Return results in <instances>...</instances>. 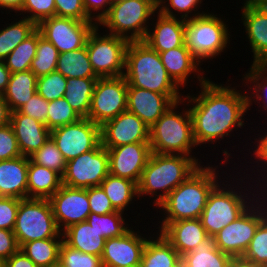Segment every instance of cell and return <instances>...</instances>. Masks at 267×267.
<instances>
[{
    "label": "cell",
    "mask_w": 267,
    "mask_h": 267,
    "mask_svg": "<svg viewBox=\"0 0 267 267\" xmlns=\"http://www.w3.org/2000/svg\"><path fill=\"white\" fill-rule=\"evenodd\" d=\"M29 159L37 165L57 172L61 177L65 173L67 161L51 137L39 150L31 154Z\"/></svg>",
    "instance_id": "60d3db41"
},
{
    "label": "cell",
    "mask_w": 267,
    "mask_h": 267,
    "mask_svg": "<svg viewBox=\"0 0 267 267\" xmlns=\"http://www.w3.org/2000/svg\"><path fill=\"white\" fill-rule=\"evenodd\" d=\"M109 174V155L100 143L95 149L67 161L62 184L73 188L100 186Z\"/></svg>",
    "instance_id": "4fadbf2b"
},
{
    "label": "cell",
    "mask_w": 267,
    "mask_h": 267,
    "mask_svg": "<svg viewBox=\"0 0 267 267\" xmlns=\"http://www.w3.org/2000/svg\"><path fill=\"white\" fill-rule=\"evenodd\" d=\"M106 149L109 155V173L138 184L152 153L150 143L139 142Z\"/></svg>",
    "instance_id": "d6986e66"
},
{
    "label": "cell",
    "mask_w": 267,
    "mask_h": 267,
    "mask_svg": "<svg viewBox=\"0 0 267 267\" xmlns=\"http://www.w3.org/2000/svg\"><path fill=\"white\" fill-rule=\"evenodd\" d=\"M184 95H164L153 91L128 87L127 111L137 115L151 127L175 102Z\"/></svg>",
    "instance_id": "ffe728a7"
},
{
    "label": "cell",
    "mask_w": 267,
    "mask_h": 267,
    "mask_svg": "<svg viewBox=\"0 0 267 267\" xmlns=\"http://www.w3.org/2000/svg\"><path fill=\"white\" fill-rule=\"evenodd\" d=\"M121 1H124V0H111L112 4L113 3H118V2H121Z\"/></svg>",
    "instance_id": "03108f58"
},
{
    "label": "cell",
    "mask_w": 267,
    "mask_h": 267,
    "mask_svg": "<svg viewBox=\"0 0 267 267\" xmlns=\"http://www.w3.org/2000/svg\"><path fill=\"white\" fill-rule=\"evenodd\" d=\"M19 247L24 243L63 237L58 229L49 199H19L16 223L13 230Z\"/></svg>",
    "instance_id": "9c48e42d"
},
{
    "label": "cell",
    "mask_w": 267,
    "mask_h": 267,
    "mask_svg": "<svg viewBox=\"0 0 267 267\" xmlns=\"http://www.w3.org/2000/svg\"><path fill=\"white\" fill-rule=\"evenodd\" d=\"M51 138L64 159L69 161L95 149L101 143L100 125L88 118H80L74 123L53 129Z\"/></svg>",
    "instance_id": "9a60e30c"
},
{
    "label": "cell",
    "mask_w": 267,
    "mask_h": 267,
    "mask_svg": "<svg viewBox=\"0 0 267 267\" xmlns=\"http://www.w3.org/2000/svg\"><path fill=\"white\" fill-rule=\"evenodd\" d=\"M36 87L37 77L31 70L12 73L3 94L11 112L26 104L37 92Z\"/></svg>",
    "instance_id": "f546056e"
},
{
    "label": "cell",
    "mask_w": 267,
    "mask_h": 267,
    "mask_svg": "<svg viewBox=\"0 0 267 267\" xmlns=\"http://www.w3.org/2000/svg\"><path fill=\"white\" fill-rule=\"evenodd\" d=\"M217 16L206 12L185 21V45L200 64L221 55L230 44L229 26Z\"/></svg>",
    "instance_id": "ba28073f"
},
{
    "label": "cell",
    "mask_w": 267,
    "mask_h": 267,
    "mask_svg": "<svg viewBox=\"0 0 267 267\" xmlns=\"http://www.w3.org/2000/svg\"><path fill=\"white\" fill-rule=\"evenodd\" d=\"M101 144L104 148L149 142V126L137 115L124 111L100 126Z\"/></svg>",
    "instance_id": "e0dca14e"
},
{
    "label": "cell",
    "mask_w": 267,
    "mask_h": 267,
    "mask_svg": "<svg viewBox=\"0 0 267 267\" xmlns=\"http://www.w3.org/2000/svg\"><path fill=\"white\" fill-rule=\"evenodd\" d=\"M90 210L96 214H109L117 211L101 186L88 188Z\"/></svg>",
    "instance_id": "f5cc1de1"
},
{
    "label": "cell",
    "mask_w": 267,
    "mask_h": 267,
    "mask_svg": "<svg viewBox=\"0 0 267 267\" xmlns=\"http://www.w3.org/2000/svg\"><path fill=\"white\" fill-rule=\"evenodd\" d=\"M161 62L171 79L181 88L188 83V77L191 73L198 76L200 84H203L207 78L201 72L200 62L192 55L190 50L184 46L176 47L159 53ZM201 72V73H200Z\"/></svg>",
    "instance_id": "d4e9b609"
},
{
    "label": "cell",
    "mask_w": 267,
    "mask_h": 267,
    "mask_svg": "<svg viewBox=\"0 0 267 267\" xmlns=\"http://www.w3.org/2000/svg\"><path fill=\"white\" fill-rule=\"evenodd\" d=\"M98 78H67L64 98L81 118H87Z\"/></svg>",
    "instance_id": "d6a6232c"
},
{
    "label": "cell",
    "mask_w": 267,
    "mask_h": 267,
    "mask_svg": "<svg viewBox=\"0 0 267 267\" xmlns=\"http://www.w3.org/2000/svg\"><path fill=\"white\" fill-rule=\"evenodd\" d=\"M20 249L13 231L0 229V260L5 261Z\"/></svg>",
    "instance_id": "11a10c76"
},
{
    "label": "cell",
    "mask_w": 267,
    "mask_h": 267,
    "mask_svg": "<svg viewBox=\"0 0 267 267\" xmlns=\"http://www.w3.org/2000/svg\"><path fill=\"white\" fill-rule=\"evenodd\" d=\"M226 182L227 184L225 185L224 183ZM228 183L230 182L226 180L225 182H222V184L220 182L211 191L200 217L204 229L206 230L208 236L212 238L222 228L226 227L228 224L240 217L252 204H254L255 200L259 198L258 193L260 191H258V189L256 191L257 194H252L251 191L245 193V191L242 192L241 190H237V186L232 188V184ZM250 194L253 197H250Z\"/></svg>",
    "instance_id": "8992f818"
},
{
    "label": "cell",
    "mask_w": 267,
    "mask_h": 267,
    "mask_svg": "<svg viewBox=\"0 0 267 267\" xmlns=\"http://www.w3.org/2000/svg\"><path fill=\"white\" fill-rule=\"evenodd\" d=\"M61 238H47L24 243L20 250L38 267H49L59 261Z\"/></svg>",
    "instance_id": "e575fe53"
},
{
    "label": "cell",
    "mask_w": 267,
    "mask_h": 267,
    "mask_svg": "<svg viewBox=\"0 0 267 267\" xmlns=\"http://www.w3.org/2000/svg\"><path fill=\"white\" fill-rule=\"evenodd\" d=\"M59 54L53 44L41 36L30 70L37 78L56 71Z\"/></svg>",
    "instance_id": "ab89813d"
},
{
    "label": "cell",
    "mask_w": 267,
    "mask_h": 267,
    "mask_svg": "<svg viewBox=\"0 0 267 267\" xmlns=\"http://www.w3.org/2000/svg\"><path fill=\"white\" fill-rule=\"evenodd\" d=\"M96 26L89 34L86 49L92 69L98 77H118L125 73L129 40L110 34H99Z\"/></svg>",
    "instance_id": "8fae6325"
},
{
    "label": "cell",
    "mask_w": 267,
    "mask_h": 267,
    "mask_svg": "<svg viewBox=\"0 0 267 267\" xmlns=\"http://www.w3.org/2000/svg\"><path fill=\"white\" fill-rule=\"evenodd\" d=\"M267 6V0H244L242 8Z\"/></svg>",
    "instance_id": "be15d7a7"
},
{
    "label": "cell",
    "mask_w": 267,
    "mask_h": 267,
    "mask_svg": "<svg viewBox=\"0 0 267 267\" xmlns=\"http://www.w3.org/2000/svg\"><path fill=\"white\" fill-rule=\"evenodd\" d=\"M199 95L183 97L187 100L192 122L193 136L197 146L216 143L231 136L233 129L243 128L245 113H248L247 93L237 90L231 84H217L207 79L199 84ZM223 85V86H222ZM246 94V95H245ZM186 97V98H185ZM190 103V104H189Z\"/></svg>",
    "instance_id": "6da1fadb"
},
{
    "label": "cell",
    "mask_w": 267,
    "mask_h": 267,
    "mask_svg": "<svg viewBox=\"0 0 267 267\" xmlns=\"http://www.w3.org/2000/svg\"><path fill=\"white\" fill-rule=\"evenodd\" d=\"M62 186V177L49 168L33 163L28 157V198L49 199Z\"/></svg>",
    "instance_id": "83f0119b"
},
{
    "label": "cell",
    "mask_w": 267,
    "mask_h": 267,
    "mask_svg": "<svg viewBox=\"0 0 267 267\" xmlns=\"http://www.w3.org/2000/svg\"><path fill=\"white\" fill-rule=\"evenodd\" d=\"M124 212L115 211L109 214H96L91 212L86 221L105 239L119 237L130 227L123 218ZM128 226V227H127Z\"/></svg>",
    "instance_id": "f35d334b"
},
{
    "label": "cell",
    "mask_w": 267,
    "mask_h": 267,
    "mask_svg": "<svg viewBox=\"0 0 267 267\" xmlns=\"http://www.w3.org/2000/svg\"><path fill=\"white\" fill-rule=\"evenodd\" d=\"M100 186L117 211H127V207L132 204L134 198H139L137 183L127 178L109 173Z\"/></svg>",
    "instance_id": "1f68e13d"
},
{
    "label": "cell",
    "mask_w": 267,
    "mask_h": 267,
    "mask_svg": "<svg viewBox=\"0 0 267 267\" xmlns=\"http://www.w3.org/2000/svg\"><path fill=\"white\" fill-rule=\"evenodd\" d=\"M229 267H267V266L247 261L242 257H233V259L229 264Z\"/></svg>",
    "instance_id": "6125c7cd"
},
{
    "label": "cell",
    "mask_w": 267,
    "mask_h": 267,
    "mask_svg": "<svg viewBox=\"0 0 267 267\" xmlns=\"http://www.w3.org/2000/svg\"><path fill=\"white\" fill-rule=\"evenodd\" d=\"M249 69L242 78V80L244 79L243 83L246 82L244 85L248 86L250 91L252 90L250 95L247 93L248 110H250L249 107L252 106L253 101H255L254 103L261 101L262 104L259 106L267 112V65L252 64ZM248 83L251 85L249 86Z\"/></svg>",
    "instance_id": "74e56055"
},
{
    "label": "cell",
    "mask_w": 267,
    "mask_h": 267,
    "mask_svg": "<svg viewBox=\"0 0 267 267\" xmlns=\"http://www.w3.org/2000/svg\"><path fill=\"white\" fill-rule=\"evenodd\" d=\"M124 77L128 87L164 95H183L161 62L159 53L143 40L130 41L126 49Z\"/></svg>",
    "instance_id": "277c9868"
},
{
    "label": "cell",
    "mask_w": 267,
    "mask_h": 267,
    "mask_svg": "<svg viewBox=\"0 0 267 267\" xmlns=\"http://www.w3.org/2000/svg\"><path fill=\"white\" fill-rule=\"evenodd\" d=\"M11 72L6 67L5 61L0 59V95H3L9 82Z\"/></svg>",
    "instance_id": "91938a15"
},
{
    "label": "cell",
    "mask_w": 267,
    "mask_h": 267,
    "mask_svg": "<svg viewBox=\"0 0 267 267\" xmlns=\"http://www.w3.org/2000/svg\"><path fill=\"white\" fill-rule=\"evenodd\" d=\"M266 192L260 195L255 200L254 205L252 204L240 217L222 228L213 237L215 246L221 252L227 253L232 257L243 256L258 226L267 217V207H265L267 206Z\"/></svg>",
    "instance_id": "30bf717a"
},
{
    "label": "cell",
    "mask_w": 267,
    "mask_h": 267,
    "mask_svg": "<svg viewBox=\"0 0 267 267\" xmlns=\"http://www.w3.org/2000/svg\"><path fill=\"white\" fill-rule=\"evenodd\" d=\"M0 267H5L4 266V261L0 260Z\"/></svg>",
    "instance_id": "003e7915"
},
{
    "label": "cell",
    "mask_w": 267,
    "mask_h": 267,
    "mask_svg": "<svg viewBox=\"0 0 267 267\" xmlns=\"http://www.w3.org/2000/svg\"><path fill=\"white\" fill-rule=\"evenodd\" d=\"M96 26L95 22L53 16L42 20L37 29L59 53H66L84 47L89 34Z\"/></svg>",
    "instance_id": "5bb4252c"
},
{
    "label": "cell",
    "mask_w": 267,
    "mask_h": 267,
    "mask_svg": "<svg viewBox=\"0 0 267 267\" xmlns=\"http://www.w3.org/2000/svg\"><path fill=\"white\" fill-rule=\"evenodd\" d=\"M157 236L147 239L140 267H181V255L160 232Z\"/></svg>",
    "instance_id": "f1b7e54d"
},
{
    "label": "cell",
    "mask_w": 267,
    "mask_h": 267,
    "mask_svg": "<svg viewBox=\"0 0 267 267\" xmlns=\"http://www.w3.org/2000/svg\"><path fill=\"white\" fill-rule=\"evenodd\" d=\"M218 168V165L216 167H212L209 164L206 166L201 165L170 192L167 198L158 206L161 213L163 211L164 215H166L160 220L163 219L162 222H174L200 218L209 194L220 183Z\"/></svg>",
    "instance_id": "7a4b0ae2"
},
{
    "label": "cell",
    "mask_w": 267,
    "mask_h": 267,
    "mask_svg": "<svg viewBox=\"0 0 267 267\" xmlns=\"http://www.w3.org/2000/svg\"><path fill=\"white\" fill-rule=\"evenodd\" d=\"M56 71L65 78H99L92 69L86 45L74 51L60 53Z\"/></svg>",
    "instance_id": "836d02e7"
},
{
    "label": "cell",
    "mask_w": 267,
    "mask_h": 267,
    "mask_svg": "<svg viewBox=\"0 0 267 267\" xmlns=\"http://www.w3.org/2000/svg\"><path fill=\"white\" fill-rule=\"evenodd\" d=\"M232 259V256L215 246L214 238L209 237L193 251L181 256V267H229Z\"/></svg>",
    "instance_id": "4dcf8cb0"
},
{
    "label": "cell",
    "mask_w": 267,
    "mask_h": 267,
    "mask_svg": "<svg viewBox=\"0 0 267 267\" xmlns=\"http://www.w3.org/2000/svg\"><path fill=\"white\" fill-rule=\"evenodd\" d=\"M37 25L27 18H22L0 29V59L5 58L35 30Z\"/></svg>",
    "instance_id": "d590c367"
},
{
    "label": "cell",
    "mask_w": 267,
    "mask_h": 267,
    "mask_svg": "<svg viewBox=\"0 0 267 267\" xmlns=\"http://www.w3.org/2000/svg\"><path fill=\"white\" fill-rule=\"evenodd\" d=\"M48 106L49 101H46L36 92L26 104L18 109V111L47 126Z\"/></svg>",
    "instance_id": "f907efd6"
},
{
    "label": "cell",
    "mask_w": 267,
    "mask_h": 267,
    "mask_svg": "<svg viewBox=\"0 0 267 267\" xmlns=\"http://www.w3.org/2000/svg\"><path fill=\"white\" fill-rule=\"evenodd\" d=\"M10 125L17 138L22 156H31L51 137V131L45 124L20 113L18 110L11 112Z\"/></svg>",
    "instance_id": "7402d4cb"
},
{
    "label": "cell",
    "mask_w": 267,
    "mask_h": 267,
    "mask_svg": "<svg viewBox=\"0 0 267 267\" xmlns=\"http://www.w3.org/2000/svg\"><path fill=\"white\" fill-rule=\"evenodd\" d=\"M63 242L81 252L102 256L106 239L87 221L71 225L62 232Z\"/></svg>",
    "instance_id": "4316f807"
},
{
    "label": "cell",
    "mask_w": 267,
    "mask_h": 267,
    "mask_svg": "<svg viewBox=\"0 0 267 267\" xmlns=\"http://www.w3.org/2000/svg\"><path fill=\"white\" fill-rule=\"evenodd\" d=\"M129 228L123 235L106 239L101 256L103 267H140L146 238Z\"/></svg>",
    "instance_id": "ac0fdd59"
},
{
    "label": "cell",
    "mask_w": 267,
    "mask_h": 267,
    "mask_svg": "<svg viewBox=\"0 0 267 267\" xmlns=\"http://www.w3.org/2000/svg\"><path fill=\"white\" fill-rule=\"evenodd\" d=\"M28 157L20 156L0 161V196L28 198Z\"/></svg>",
    "instance_id": "484cf974"
},
{
    "label": "cell",
    "mask_w": 267,
    "mask_h": 267,
    "mask_svg": "<svg viewBox=\"0 0 267 267\" xmlns=\"http://www.w3.org/2000/svg\"><path fill=\"white\" fill-rule=\"evenodd\" d=\"M242 21L248 38L252 64H265L267 62V6L241 8Z\"/></svg>",
    "instance_id": "603a6c76"
},
{
    "label": "cell",
    "mask_w": 267,
    "mask_h": 267,
    "mask_svg": "<svg viewBox=\"0 0 267 267\" xmlns=\"http://www.w3.org/2000/svg\"><path fill=\"white\" fill-rule=\"evenodd\" d=\"M19 199L0 196V229L14 230Z\"/></svg>",
    "instance_id": "816d5d0a"
},
{
    "label": "cell",
    "mask_w": 267,
    "mask_h": 267,
    "mask_svg": "<svg viewBox=\"0 0 267 267\" xmlns=\"http://www.w3.org/2000/svg\"><path fill=\"white\" fill-rule=\"evenodd\" d=\"M81 117L70 106L66 99L59 98L49 101L47 114V128L52 131L58 127L78 121Z\"/></svg>",
    "instance_id": "b9f144b4"
},
{
    "label": "cell",
    "mask_w": 267,
    "mask_h": 267,
    "mask_svg": "<svg viewBox=\"0 0 267 267\" xmlns=\"http://www.w3.org/2000/svg\"><path fill=\"white\" fill-rule=\"evenodd\" d=\"M200 166L192 156L151 153L137 184L139 198H155L153 206L157 208Z\"/></svg>",
    "instance_id": "3957f363"
},
{
    "label": "cell",
    "mask_w": 267,
    "mask_h": 267,
    "mask_svg": "<svg viewBox=\"0 0 267 267\" xmlns=\"http://www.w3.org/2000/svg\"><path fill=\"white\" fill-rule=\"evenodd\" d=\"M41 33L36 29L28 38L21 42L6 58L5 64L12 73L30 70L36 55L38 39Z\"/></svg>",
    "instance_id": "8d00e7d4"
},
{
    "label": "cell",
    "mask_w": 267,
    "mask_h": 267,
    "mask_svg": "<svg viewBox=\"0 0 267 267\" xmlns=\"http://www.w3.org/2000/svg\"><path fill=\"white\" fill-rule=\"evenodd\" d=\"M21 12L20 15L29 13L23 14L24 18L38 25L42 20L56 16L55 0H24Z\"/></svg>",
    "instance_id": "7dc6e473"
},
{
    "label": "cell",
    "mask_w": 267,
    "mask_h": 267,
    "mask_svg": "<svg viewBox=\"0 0 267 267\" xmlns=\"http://www.w3.org/2000/svg\"><path fill=\"white\" fill-rule=\"evenodd\" d=\"M202 1L203 0H167V1L161 0L157 5L158 12L164 16L172 17V18H177L178 14L180 13L181 15L179 18L186 21L191 18L206 14L203 11L201 13L198 11L199 8H201L200 5ZM173 10L177 12L178 14L176 15V13H174Z\"/></svg>",
    "instance_id": "7bdbcfd3"
},
{
    "label": "cell",
    "mask_w": 267,
    "mask_h": 267,
    "mask_svg": "<svg viewBox=\"0 0 267 267\" xmlns=\"http://www.w3.org/2000/svg\"><path fill=\"white\" fill-rule=\"evenodd\" d=\"M59 260L67 267H103L100 256L81 252L64 242L60 247Z\"/></svg>",
    "instance_id": "bcb514c9"
},
{
    "label": "cell",
    "mask_w": 267,
    "mask_h": 267,
    "mask_svg": "<svg viewBox=\"0 0 267 267\" xmlns=\"http://www.w3.org/2000/svg\"><path fill=\"white\" fill-rule=\"evenodd\" d=\"M49 267H67L65 266L60 260L53 263L52 265H50Z\"/></svg>",
    "instance_id": "e7e4bbea"
},
{
    "label": "cell",
    "mask_w": 267,
    "mask_h": 267,
    "mask_svg": "<svg viewBox=\"0 0 267 267\" xmlns=\"http://www.w3.org/2000/svg\"><path fill=\"white\" fill-rule=\"evenodd\" d=\"M263 133H264V135H262V137H261V135L258 134V136H259L258 139L257 138H254V140H256L257 143L252 142V143L255 144V146H254L255 149L254 150L252 149V151H253V156L255 154V156L253 158L255 160H258L259 162L261 161L260 163H261L262 167H264V168H262V170L265 171V168L267 169V167H266L267 166V132H263ZM265 172L267 173V170ZM265 172H263L264 175H262V179H260V177H259L258 178L259 180L258 181L256 180V182L260 184V187L259 188H261V190H260L261 191V194H263V192L267 191V190H265L266 187H267V184H266L267 183V180L264 181V179L267 178V174L265 176ZM261 180H262V184H264V185H262L260 183ZM262 187L264 188L263 191H262Z\"/></svg>",
    "instance_id": "db71d44e"
},
{
    "label": "cell",
    "mask_w": 267,
    "mask_h": 267,
    "mask_svg": "<svg viewBox=\"0 0 267 267\" xmlns=\"http://www.w3.org/2000/svg\"><path fill=\"white\" fill-rule=\"evenodd\" d=\"M22 156L10 124L0 127V161Z\"/></svg>",
    "instance_id": "681fc988"
},
{
    "label": "cell",
    "mask_w": 267,
    "mask_h": 267,
    "mask_svg": "<svg viewBox=\"0 0 267 267\" xmlns=\"http://www.w3.org/2000/svg\"><path fill=\"white\" fill-rule=\"evenodd\" d=\"M242 258L267 266V217L258 226Z\"/></svg>",
    "instance_id": "f6af8a7d"
},
{
    "label": "cell",
    "mask_w": 267,
    "mask_h": 267,
    "mask_svg": "<svg viewBox=\"0 0 267 267\" xmlns=\"http://www.w3.org/2000/svg\"><path fill=\"white\" fill-rule=\"evenodd\" d=\"M154 28L149 29L143 40L152 49L165 52L185 45V20L167 17L157 12Z\"/></svg>",
    "instance_id": "cb8c5ba5"
},
{
    "label": "cell",
    "mask_w": 267,
    "mask_h": 267,
    "mask_svg": "<svg viewBox=\"0 0 267 267\" xmlns=\"http://www.w3.org/2000/svg\"><path fill=\"white\" fill-rule=\"evenodd\" d=\"M11 120V110L9 105L3 98V95H0V127L10 124Z\"/></svg>",
    "instance_id": "680465c9"
},
{
    "label": "cell",
    "mask_w": 267,
    "mask_h": 267,
    "mask_svg": "<svg viewBox=\"0 0 267 267\" xmlns=\"http://www.w3.org/2000/svg\"><path fill=\"white\" fill-rule=\"evenodd\" d=\"M49 200L61 233L71 225L86 221L91 213L88 188H73L62 184Z\"/></svg>",
    "instance_id": "2e32d148"
},
{
    "label": "cell",
    "mask_w": 267,
    "mask_h": 267,
    "mask_svg": "<svg viewBox=\"0 0 267 267\" xmlns=\"http://www.w3.org/2000/svg\"><path fill=\"white\" fill-rule=\"evenodd\" d=\"M183 102L186 101L182 99L175 102L149 127L151 151L158 154L192 156L201 164V161L199 162V159L191 154L197 144L193 136V122L189 108L183 109L182 112L176 111L177 106Z\"/></svg>",
    "instance_id": "5b68a950"
},
{
    "label": "cell",
    "mask_w": 267,
    "mask_h": 267,
    "mask_svg": "<svg viewBox=\"0 0 267 267\" xmlns=\"http://www.w3.org/2000/svg\"><path fill=\"white\" fill-rule=\"evenodd\" d=\"M83 3L86 14L96 24L99 23V21H101L102 18L109 12V8L112 5L111 0H83ZM93 11H96V13H94Z\"/></svg>",
    "instance_id": "9f6ffc18"
},
{
    "label": "cell",
    "mask_w": 267,
    "mask_h": 267,
    "mask_svg": "<svg viewBox=\"0 0 267 267\" xmlns=\"http://www.w3.org/2000/svg\"><path fill=\"white\" fill-rule=\"evenodd\" d=\"M24 0H0V8L1 9H7V11L10 9L12 11L21 12L23 7Z\"/></svg>",
    "instance_id": "94428289"
},
{
    "label": "cell",
    "mask_w": 267,
    "mask_h": 267,
    "mask_svg": "<svg viewBox=\"0 0 267 267\" xmlns=\"http://www.w3.org/2000/svg\"><path fill=\"white\" fill-rule=\"evenodd\" d=\"M67 78L61 73L54 71L37 78V93L46 101H53L64 97Z\"/></svg>",
    "instance_id": "ee69618b"
},
{
    "label": "cell",
    "mask_w": 267,
    "mask_h": 267,
    "mask_svg": "<svg viewBox=\"0 0 267 267\" xmlns=\"http://www.w3.org/2000/svg\"><path fill=\"white\" fill-rule=\"evenodd\" d=\"M157 5L153 0H124L113 3L97 26L107 27V34L124 37L129 41L144 40L150 29L149 21L158 12Z\"/></svg>",
    "instance_id": "52a82bcc"
},
{
    "label": "cell",
    "mask_w": 267,
    "mask_h": 267,
    "mask_svg": "<svg viewBox=\"0 0 267 267\" xmlns=\"http://www.w3.org/2000/svg\"><path fill=\"white\" fill-rule=\"evenodd\" d=\"M5 267H38L22 250L15 252L10 258L4 261Z\"/></svg>",
    "instance_id": "6f0895ef"
},
{
    "label": "cell",
    "mask_w": 267,
    "mask_h": 267,
    "mask_svg": "<svg viewBox=\"0 0 267 267\" xmlns=\"http://www.w3.org/2000/svg\"><path fill=\"white\" fill-rule=\"evenodd\" d=\"M153 1L158 4L161 0H153Z\"/></svg>",
    "instance_id": "a7ac6f4b"
},
{
    "label": "cell",
    "mask_w": 267,
    "mask_h": 267,
    "mask_svg": "<svg viewBox=\"0 0 267 267\" xmlns=\"http://www.w3.org/2000/svg\"><path fill=\"white\" fill-rule=\"evenodd\" d=\"M159 223L158 231L181 256L209 238L200 218Z\"/></svg>",
    "instance_id": "44dd1931"
},
{
    "label": "cell",
    "mask_w": 267,
    "mask_h": 267,
    "mask_svg": "<svg viewBox=\"0 0 267 267\" xmlns=\"http://www.w3.org/2000/svg\"><path fill=\"white\" fill-rule=\"evenodd\" d=\"M56 16L94 22L85 12L83 0H55Z\"/></svg>",
    "instance_id": "c3c4849f"
},
{
    "label": "cell",
    "mask_w": 267,
    "mask_h": 267,
    "mask_svg": "<svg viewBox=\"0 0 267 267\" xmlns=\"http://www.w3.org/2000/svg\"><path fill=\"white\" fill-rule=\"evenodd\" d=\"M128 83L124 77H99L96 80L88 119L102 125L127 110Z\"/></svg>",
    "instance_id": "7c38bea8"
}]
</instances>
